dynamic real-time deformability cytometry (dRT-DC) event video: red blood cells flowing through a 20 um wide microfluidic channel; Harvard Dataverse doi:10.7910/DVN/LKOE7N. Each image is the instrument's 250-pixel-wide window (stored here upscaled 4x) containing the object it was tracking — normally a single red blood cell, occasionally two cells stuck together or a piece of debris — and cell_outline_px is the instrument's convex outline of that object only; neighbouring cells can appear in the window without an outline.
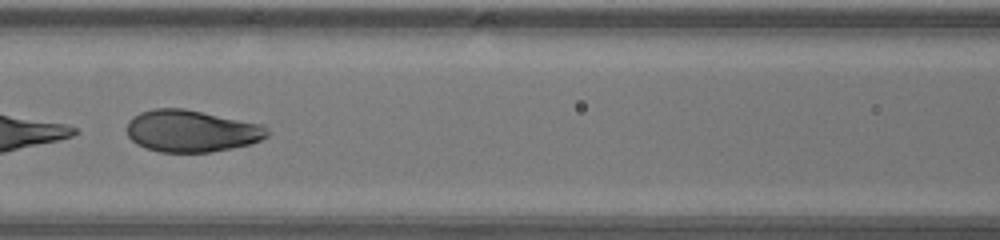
{"species": "human", "species_latin": "Homo sapiens", "temperature_condition": "warm", "stored_images_in_passage": 45, "segment_of_instrument_passage": [2, 2], "camera_frame_rate_fps": 3000, "um_per_image_px": 0.085, "donor": {"sex": "male"}, "frame": {"image": 1, "passage_image": 20, "time_ms": 6.333, "image_size_px": [1000, 240], "cell_outline_px": [[272, 132], [268, 136], [252, 144], [208, 152], [160, 152], [144, 148], [136, 144], [128, 136], [128, 120], [132, 116], [140, 112], [152, 108], [184, 108], [264, 124]], "centroid_in_image_um": [16.3, 11.12], "position_along_channel_um": 150.3, "area_um2": 34.74}}
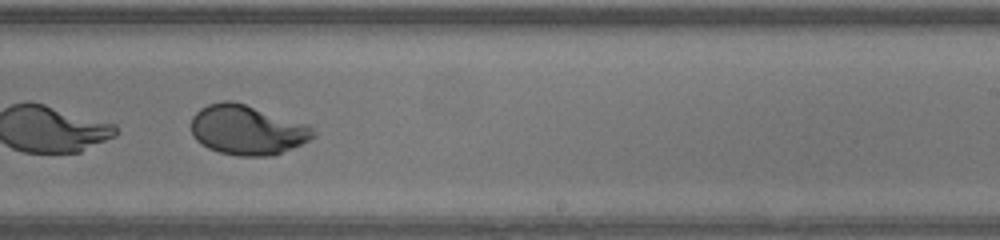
{"frame": {"image": 2, "passage_image": 28, "time_ms": 9.0, "image_size_px": [1000, 240], "cell_outline_px": [[316, 136], [292, 148], [272, 156], [236, 156], [220, 152], [208, 148], [196, 140], [192, 132], [192, 116], [200, 108], [208, 104], [220, 100], [232, 100], [308, 124], [312, 128]], "centroid_in_image_um": [20.99, 11.04], "position_along_channel_um": 268.0, "area_um2": 35.32}}